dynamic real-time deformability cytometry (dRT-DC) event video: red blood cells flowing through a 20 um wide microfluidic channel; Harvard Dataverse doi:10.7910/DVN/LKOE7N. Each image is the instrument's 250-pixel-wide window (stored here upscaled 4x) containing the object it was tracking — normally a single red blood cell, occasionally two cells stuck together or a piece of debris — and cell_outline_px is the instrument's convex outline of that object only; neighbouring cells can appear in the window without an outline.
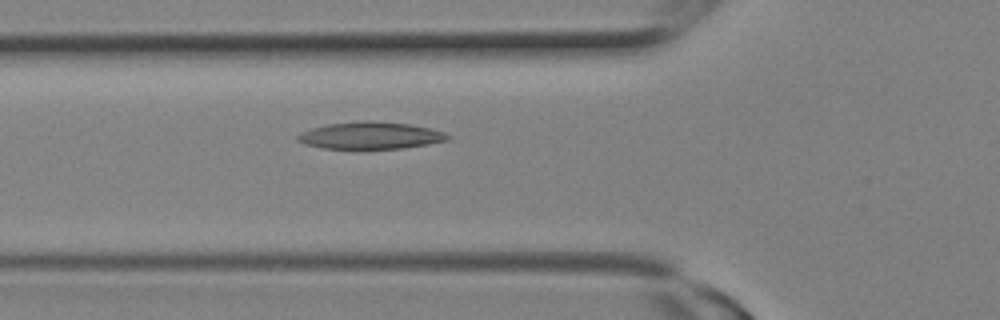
{"species": "Egyptian fruit bat (a non-hibernating species)", "species_latin": "Rousettus aegyptiacus", "temperature_condition": "room temperature", "stored_images_in_passage": 3, "camera_frame_rate_fps": 3000, "um_per_image_px": 0.085, "animal": {"sex": "female"}, "frame": {"image": 1, "passage_image": 3, "time_ms": 0.667, "image_size_px": [1000, 320], "cell_outline_px": [[452, 136], [448, 140], [428, 144], [404, 148], [320, 148], [304, 144], [296, 140], [296, 136], [300, 132], [312, 128], [328, 124], [360, 120], [368, 120], [412, 124], [444, 132]], "centroid_in_image_um": [31.47, 11.51], "position_along_channel_um": 94.3, "area_um2": 23.76}}